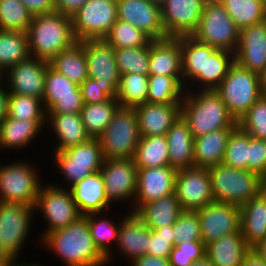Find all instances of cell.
I'll return each instance as SVG.
<instances>
[{
	"mask_svg": "<svg viewBox=\"0 0 266 266\" xmlns=\"http://www.w3.org/2000/svg\"><path fill=\"white\" fill-rule=\"evenodd\" d=\"M181 116L188 124L193 138L220 129H235L236 120L230 115L220 94L215 90L190 93L185 90Z\"/></svg>",
	"mask_w": 266,
	"mask_h": 266,
	"instance_id": "obj_2",
	"label": "cell"
},
{
	"mask_svg": "<svg viewBox=\"0 0 266 266\" xmlns=\"http://www.w3.org/2000/svg\"><path fill=\"white\" fill-rule=\"evenodd\" d=\"M250 250L241 232L237 231L205 245V256L214 266H241Z\"/></svg>",
	"mask_w": 266,
	"mask_h": 266,
	"instance_id": "obj_28",
	"label": "cell"
},
{
	"mask_svg": "<svg viewBox=\"0 0 266 266\" xmlns=\"http://www.w3.org/2000/svg\"><path fill=\"white\" fill-rule=\"evenodd\" d=\"M141 138L134 108L119 107L98 137L104 159H133Z\"/></svg>",
	"mask_w": 266,
	"mask_h": 266,
	"instance_id": "obj_6",
	"label": "cell"
},
{
	"mask_svg": "<svg viewBox=\"0 0 266 266\" xmlns=\"http://www.w3.org/2000/svg\"><path fill=\"white\" fill-rule=\"evenodd\" d=\"M196 212L199 216L201 241L205 245L222 236L240 231L238 206L214 201Z\"/></svg>",
	"mask_w": 266,
	"mask_h": 266,
	"instance_id": "obj_15",
	"label": "cell"
},
{
	"mask_svg": "<svg viewBox=\"0 0 266 266\" xmlns=\"http://www.w3.org/2000/svg\"><path fill=\"white\" fill-rule=\"evenodd\" d=\"M133 160L137 169L170 166L166 135L141 137Z\"/></svg>",
	"mask_w": 266,
	"mask_h": 266,
	"instance_id": "obj_36",
	"label": "cell"
},
{
	"mask_svg": "<svg viewBox=\"0 0 266 266\" xmlns=\"http://www.w3.org/2000/svg\"><path fill=\"white\" fill-rule=\"evenodd\" d=\"M45 123L46 120H18L7 116L0 122V147H26L37 137Z\"/></svg>",
	"mask_w": 266,
	"mask_h": 266,
	"instance_id": "obj_34",
	"label": "cell"
},
{
	"mask_svg": "<svg viewBox=\"0 0 266 266\" xmlns=\"http://www.w3.org/2000/svg\"><path fill=\"white\" fill-rule=\"evenodd\" d=\"M183 212L175 192L143 204L135 213L151 230L173 225Z\"/></svg>",
	"mask_w": 266,
	"mask_h": 266,
	"instance_id": "obj_31",
	"label": "cell"
},
{
	"mask_svg": "<svg viewBox=\"0 0 266 266\" xmlns=\"http://www.w3.org/2000/svg\"><path fill=\"white\" fill-rule=\"evenodd\" d=\"M131 264L133 266H170V259L145 254L142 257L134 259Z\"/></svg>",
	"mask_w": 266,
	"mask_h": 266,
	"instance_id": "obj_57",
	"label": "cell"
},
{
	"mask_svg": "<svg viewBox=\"0 0 266 266\" xmlns=\"http://www.w3.org/2000/svg\"><path fill=\"white\" fill-rule=\"evenodd\" d=\"M117 19L135 26L151 40L167 38L161 7L150 0H117Z\"/></svg>",
	"mask_w": 266,
	"mask_h": 266,
	"instance_id": "obj_17",
	"label": "cell"
},
{
	"mask_svg": "<svg viewBox=\"0 0 266 266\" xmlns=\"http://www.w3.org/2000/svg\"><path fill=\"white\" fill-rule=\"evenodd\" d=\"M260 192L266 198V175L261 178V191Z\"/></svg>",
	"mask_w": 266,
	"mask_h": 266,
	"instance_id": "obj_65",
	"label": "cell"
},
{
	"mask_svg": "<svg viewBox=\"0 0 266 266\" xmlns=\"http://www.w3.org/2000/svg\"><path fill=\"white\" fill-rule=\"evenodd\" d=\"M99 214H88L85 217L88 219V225L92 239L97 249L106 257V263L111 260V250L109 249V243L114 241V245L117 246L118 231L120 224L116 226L108 219L103 217H96Z\"/></svg>",
	"mask_w": 266,
	"mask_h": 266,
	"instance_id": "obj_44",
	"label": "cell"
},
{
	"mask_svg": "<svg viewBox=\"0 0 266 266\" xmlns=\"http://www.w3.org/2000/svg\"><path fill=\"white\" fill-rule=\"evenodd\" d=\"M33 206L0 202V244L11 258H17L30 230Z\"/></svg>",
	"mask_w": 266,
	"mask_h": 266,
	"instance_id": "obj_14",
	"label": "cell"
},
{
	"mask_svg": "<svg viewBox=\"0 0 266 266\" xmlns=\"http://www.w3.org/2000/svg\"><path fill=\"white\" fill-rule=\"evenodd\" d=\"M260 3H262L266 7V0H258Z\"/></svg>",
	"mask_w": 266,
	"mask_h": 266,
	"instance_id": "obj_69",
	"label": "cell"
},
{
	"mask_svg": "<svg viewBox=\"0 0 266 266\" xmlns=\"http://www.w3.org/2000/svg\"><path fill=\"white\" fill-rule=\"evenodd\" d=\"M88 0H55V11L72 17Z\"/></svg>",
	"mask_w": 266,
	"mask_h": 266,
	"instance_id": "obj_56",
	"label": "cell"
},
{
	"mask_svg": "<svg viewBox=\"0 0 266 266\" xmlns=\"http://www.w3.org/2000/svg\"><path fill=\"white\" fill-rule=\"evenodd\" d=\"M215 90L236 122L264 94L259 74L236 62L231 65L227 76Z\"/></svg>",
	"mask_w": 266,
	"mask_h": 266,
	"instance_id": "obj_5",
	"label": "cell"
},
{
	"mask_svg": "<svg viewBox=\"0 0 266 266\" xmlns=\"http://www.w3.org/2000/svg\"><path fill=\"white\" fill-rule=\"evenodd\" d=\"M79 87L84 104H97L117 96V88L113 84H102L101 80L91 77H88Z\"/></svg>",
	"mask_w": 266,
	"mask_h": 266,
	"instance_id": "obj_52",
	"label": "cell"
},
{
	"mask_svg": "<svg viewBox=\"0 0 266 266\" xmlns=\"http://www.w3.org/2000/svg\"><path fill=\"white\" fill-rule=\"evenodd\" d=\"M177 170L170 166L137 170V190L134 200L135 213L143 204L156 201L175 192ZM136 204V205H135Z\"/></svg>",
	"mask_w": 266,
	"mask_h": 266,
	"instance_id": "obj_20",
	"label": "cell"
},
{
	"mask_svg": "<svg viewBox=\"0 0 266 266\" xmlns=\"http://www.w3.org/2000/svg\"><path fill=\"white\" fill-rule=\"evenodd\" d=\"M149 75L182 76L179 37L149 41Z\"/></svg>",
	"mask_w": 266,
	"mask_h": 266,
	"instance_id": "obj_24",
	"label": "cell"
},
{
	"mask_svg": "<svg viewBox=\"0 0 266 266\" xmlns=\"http://www.w3.org/2000/svg\"><path fill=\"white\" fill-rule=\"evenodd\" d=\"M121 75L136 73L149 76V42L142 47L114 49Z\"/></svg>",
	"mask_w": 266,
	"mask_h": 266,
	"instance_id": "obj_45",
	"label": "cell"
},
{
	"mask_svg": "<svg viewBox=\"0 0 266 266\" xmlns=\"http://www.w3.org/2000/svg\"><path fill=\"white\" fill-rule=\"evenodd\" d=\"M179 42L182 53V79H186L183 83L185 85L198 74H204L205 44L192 36H179Z\"/></svg>",
	"mask_w": 266,
	"mask_h": 266,
	"instance_id": "obj_42",
	"label": "cell"
},
{
	"mask_svg": "<svg viewBox=\"0 0 266 266\" xmlns=\"http://www.w3.org/2000/svg\"><path fill=\"white\" fill-rule=\"evenodd\" d=\"M240 232L251 249L266 237V198L261 192L240 207Z\"/></svg>",
	"mask_w": 266,
	"mask_h": 266,
	"instance_id": "obj_29",
	"label": "cell"
},
{
	"mask_svg": "<svg viewBox=\"0 0 266 266\" xmlns=\"http://www.w3.org/2000/svg\"><path fill=\"white\" fill-rule=\"evenodd\" d=\"M71 20L76 41L104 39L117 21V0H88Z\"/></svg>",
	"mask_w": 266,
	"mask_h": 266,
	"instance_id": "obj_9",
	"label": "cell"
},
{
	"mask_svg": "<svg viewBox=\"0 0 266 266\" xmlns=\"http://www.w3.org/2000/svg\"><path fill=\"white\" fill-rule=\"evenodd\" d=\"M12 258L8 255V253L2 248L0 244V265L7 264Z\"/></svg>",
	"mask_w": 266,
	"mask_h": 266,
	"instance_id": "obj_61",
	"label": "cell"
},
{
	"mask_svg": "<svg viewBox=\"0 0 266 266\" xmlns=\"http://www.w3.org/2000/svg\"><path fill=\"white\" fill-rule=\"evenodd\" d=\"M222 164L248 170V133L238 126L229 135Z\"/></svg>",
	"mask_w": 266,
	"mask_h": 266,
	"instance_id": "obj_48",
	"label": "cell"
},
{
	"mask_svg": "<svg viewBox=\"0 0 266 266\" xmlns=\"http://www.w3.org/2000/svg\"><path fill=\"white\" fill-rule=\"evenodd\" d=\"M150 1L161 6L165 0H150Z\"/></svg>",
	"mask_w": 266,
	"mask_h": 266,
	"instance_id": "obj_67",
	"label": "cell"
},
{
	"mask_svg": "<svg viewBox=\"0 0 266 266\" xmlns=\"http://www.w3.org/2000/svg\"><path fill=\"white\" fill-rule=\"evenodd\" d=\"M241 266H266V263L253 249H251L245 256Z\"/></svg>",
	"mask_w": 266,
	"mask_h": 266,
	"instance_id": "obj_58",
	"label": "cell"
},
{
	"mask_svg": "<svg viewBox=\"0 0 266 266\" xmlns=\"http://www.w3.org/2000/svg\"><path fill=\"white\" fill-rule=\"evenodd\" d=\"M234 60L241 67L260 73L266 65V20L240 30Z\"/></svg>",
	"mask_w": 266,
	"mask_h": 266,
	"instance_id": "obj_21",
	"label": "cell"
},
{
	"mask_svg": "<svg viewBox=\"0 0 266 266\" xmlns=\"http://www.w3.org/2000/svg\"><path fill=\"white\" fill-rule=\"evenodd\" d=\"M141 137L166 135L181 115V103H148L134 107Z\"/></svg>",
	"mask_w": 266,
	"mask_h": 266,
	"instance_id": "obj_23",
	"label": "cell"
},
{
	"mask_svg": "<svg viewBox=\"0 0 266 266\" xmlns=\"http://www.w3.org/2000/svg\"><path fill=\"white\" fill-rule=\"evenodd\" d=\"M215 202L245 205L261 191V176L249 170L235 169L224 164L208 168Z\"/></svg>",
	"mask_w": 266,
	"mask_h": 266,
	"instance_id": "obj_4",
	"label": "cell"
},
{
	"mask_svg": "<svg viewBox=\"0 0 266 266\" xmlns=\"http://www.w3.org/2000/svg\"><path fill=\"white\" fill-rule=\"evenodd\" d=\"M237 126L251 137L266 141V94H263L241 117Z\"/></svg>",
	"mask_w": 266,
	"mask_h": 266,
	"instance_id": "obj_49",
	"label": "cell"
},
{
	"mask_svg": "<svg viewBox=\"0 0 266 266\" xmlns=\"http://www.w3.org/2000/svg\"><path fill=\"white\" fill-rule=\"evenodd\" d=\"M137 167L133 159H104L100 170L107 200L135 199L137 190Z\"/></svg>",
	"mask_w": 266,
	"mask_h": 266,
	"instance_id": "obj_18",
	"label": "cell"
},
{
	"mask_svg": "<svg viewBox=\"0 0 266 266\" xmlns=\"http://www.w3.org/2000/svg\"><path fill=\"white\" fill-rule=\"evenodd\" d=\"M190 266H214V265L206 256H204L202 259L193 262L192 265Z\"/></svg>",
	"mask_w": 266,
	"mask_h": 266,
	"instance_id": "obj_63",
	"label": "cell"
},
{
	"mask_svg": "<svg viewBox=\"0 0 266 266\" xmlns=\"http://www.w3.org/2000/svg\"><path fill=\"white\" fill-rule=\"evenodd\" d=\"M234 129H220L194 138V167L209 168L222 164L229 135Z\"/></svg>",
	"mask_w": 266,
	"mask_h": 266,
	"instance_id": "obj_30",
	"label": "cell"
},
{
	"mask_svg": "<svg viewBox=\"0 0 266 266\" xmlns=\"http://www.w3.org/2000/svg\"><path fill=\"white\" fill-rule=\"evenodd\" d=\"M248 170L263 177L266 175V141L248 134Z\"/></svg>",
	"mask_w": 266,
	"mask_h": 266,
	"instance_id": "obj_54",
	"label": "cell"
},
{
	"mask_svg": "<svg viewBox=\"0 0 266 266\" xmlns=\"http://www.w3.org/2000/svg\"><path fill=\"white\" fill-rule=\"evenodd\" d=\"M4 74H3V72L0 70V83H2L3 81H2V79L4 78V77H2ZM2 86V84L0 85V87Z\"/></svg>",
	"mask_w": 266,
	"mask_h": 266,
	"instance_id": "obj_68",
	"label": "cell"
},
{
	"mask_svg": "<svg viewBox=\"0 0 266 266\" xmlns=\"http://www.w3.org/2000/svg\"><path fill=\"white\" fill-rule=\"evenodd\" d=\"M173 234L175 245L184 241H201L198 213L183 211L173 224Z\"/></svg>",
	"mask_w": 266,
	"mask_h": 266,
	"instance_id": "obj_50",
	"label": "cell"
},
{
	"mask_svg": "<svg viewBox=\"0 0 266 266\" xmlns=\"http://www.w3.org/2000/svg\"><path fill=\"white\" fill-rule=\"evenodd\" d=\"M253 250L263 259L266 263V237L258 245H256Z\"/></svg>",
	"mask_w": 266,
	"mask_h": 266,
	"instance_id": "obj_60",
	"label": "cell"
},
{
	"mask_svg": "<svg viewBox=\"0 0 266 266\" xmlns=\"http://www.w3.org/2000/svg\"><path fill=\"white\" fill-rule=\"evenodd\" d=\"M49 63L54 70L78 86L88 78L85 49L80 41L59 52Z\"/></svg>",
	"mask_w": 266,
	"mask_h": 266,
	"instance_id": "obj_35",
	"label": "cell"
},
{
	"mask_svg": "<svg viewBox=\"0 0 266 266\" xmlns=\"http://www.w3.org/2000/svg\"><path fill=\"white\" fill-rule=\"evenodd\" d=\"M148 75L128 73L120 76L116 100L120 107L134 108L144 104L148 94Z\"/></svg>",
	"mask_w": 266,
	"mask_h": 266,
	"instance_id": "obj_41",
	"label": "cell"
},
{
	"mask_svg": "<svg viewBox=\"0 0 266 266\" xmlns=\"http://www.w3.org/2000/svg\"><path fill=\"white\" fill-rule=\"evenodd\" d=\"M42 243L61 257L66 266L106 265V257L97 249L85 216L65 228L47 233Z\"/></svg>",
	"mask_w": 266,
	"mask_h": 266,
	"instance_id": "obj_1",
	"label": "cell"
},
{
	"mask_svg": "<svg viewBox=\"0 0 266 266\" xmlns=\"http://www.w3.org/2000/svg\"><path fill=\"white\" fill-rule=\"evenodd\" d=\"M221 4L240 30L266 20V7L258 0H222Z\"/></svg>",
	"mask_w": 266,
	"mask_h": 266,
	"instance_id": "obj_40",
	"label": "cell"
},
{
	"mask_svg": "<svg viewBox=\"0 0 266 266\" xmlns=\"http://www.w3.org/2000/svg\"><path fill=\"white\" fill-rule=\"evenodd\" d=\"M175 194L183 211L196 212L214 202L208 168L177 170Z\"/></svg>",
	"mask_w": 266,
	"mask_h": 266,
	"instance_id": "obj_12",
	"label": "cell"
},
{
	"mask_svg": "<svg viewBox=\"0 0 266 266\" xmlns=\"http://www.w3.org/2000/svg\"><path fill=\"white\" fill-rule=\"evenodd\" d=\"M160 7L167 37L191 36L200 22L204 3L202 0H165Z\"/></svg>",
	"mask_w": 266,
	"mask_h": 266,
	"instance_id": "obj_16",
	"label": "cell"
},
{
	"mask_svg": "<svg viewBox=\"0 0 266 266\" xmlns=\"http://www.w3.org/2000/svg\"><path fill=\"white\" fill-rule=\"evenodd\" d=\"M234 62V53L205 44L204 74H198L191 82L201 83L202 90L216 89Z\"/></svg>",
	"mask_w": 266,
	"mask_h": 266,
	"instance_id": "obj_33",
	"label": "cell"
},
{
	"mask_svg": "<svg viewBox=\"0 0 266 266\" xmlns=\"http://www.w3.org/2000/svg\"><path fill=\"white\" fill-rule=\"evenodd\" d=\"M30 57L27 33L0 30V70L2 72Z\"/></svg>",
	"mask_w": 266,
	"mask_h": 266,
	"instance_id": "obj_38",
	"label": "cell"
},
{
	"mask_svg": "<svg viewBox=\"0 0 266 266\" xmlns=\"http://www.w3.org/2000/svg\"><path fill=\"white\" fill-rule=\"evenodd\" d=\"M27 37L30 56L45 61L52 60L59 52L77 42L71 18L56 11L34 15Z\"/></svg>",
	"mask_w": 266,
	"mask_h": 266,
	"instance_id": "obj_3",
	"label": "cell"
},
{
	"mask_svg": "<svg viewBox=\"0 0 266 266\" xmlns=\"http://www.w3.org/2000/svg\"><path fill=\"white\" fill-rule=\"evenodd\" d=\"M204 4L221 3L222 0H202Z\"/></svg>",
	"mask_w": 266,
	"mask_h": 266,
	"instance_id": "obj_66",
	"label": "cell"
},
{
	"mask_svg": "<svg viewBox=\"0 0 266 266\" xmlns=\"http://www.w3.org/2000/svg\"><path fill=\"white\" fill-rule=\"evenodd\" d=\"M173 225L151 230L149 228L150 256L169 258L174 244Z\"/></svg>",
	"mask_w": 266,
	"mask_h": 266,
	"instance_id": "obj_53",
	"label": "cell"
},
{
	"mask_svg": "<svg viewBox=\"0 0 266 266\" xmlns=\"http://www.w3.org/2000/svg\"><path fill=\"white\" fill-rule=\"evenodd\" d=\"M32 17L21 0H0V30L27 33Z\"/></svg>",
	"mask_w": 266,
	"mask_h": 266,
	"instance_id": "obj_43",
	"label": "cell"
},
{
	"mask_svg": "<svg viewBox=\"0 0 266 266\" xmlns=\"http://www.w3.org/2000/svg\"><path fill=\"white\" fill-rule=\"evenodd\" d=\"M16 261H18L16 258H12L7 264H5V266H38V265H34V264H16Z\"/></svg>",
	"mask_w": 266,
	"mask_h": 266,
	"instance_id": "obj_64",
	"label": "cell"
},
{
	"mask_svg": "<svg viewBox=\"0 0 266 266\" xmlns=\"http://www.w3.org/2000/svg\"><path fill=\"white\" fill-rule=\"evenodd\" d=\"M39 208L48 222V228L41 238L51 231L67 227L81 216L71 191L53 184L41 186L34 209Z\"/></svg>",
	"mask_w": 266,
	"mask_h": 266,
	"instance_id": "obj_11",
	"label": "cell"
},
{
	"mask_svg": "<svg viewBox=\"0 0 266 266\" xmlns=\"http://www.w3.org/2000/svg\"><path fill=\"white\" fill-rule=\"evenodd\" d=\"M49 65V61L32 57L13 65L7 70L5 77L9 94L27 95L42 100Z\"/></svg>",
	"mask_w": 266,
	"mask_h": 266,
	"instance_id": "obj_19",
	"label": "cell"
},
{
	"mask_svg": "<svg viewBox=\"0 0 266 266\" xmlns=\"http://www.w3.org/2000/svg\"><path fill=\"white\" fill-rule=\"evenodd\" d=\"M259 79L261 83L262 90L266 94V65L263 70L259 73Z\"/></svg>",
	"mask_w": 266,
	"mask_h": 266,
	"instance_id": "obj_62",
	"label": "cell"
},
{
	"mask_svg": "<svg viewBox=\"0 0 266 266\" xmlns=\"http://www.w3.org/2000/svg\"><path fill=\"white\" fill-rule=\"evenodd\" d=\"M185 86L182 76L149 75L148 77V103H182Z\"/></svg>",
	"mask_w": 266,
	"mask_h": 266,
	"instance_id": "obj_37",
	"label": "cell"
},
{
	"mask_svg": "<svg viewBox=\"0 0 266 266\" xmlns=\"http://www.w3.org/2000/svg\"><path fill=\"white\" fill-rule=\"evenodd\" d=\"M21 2L33 16L55 11V0H21Z\"/></svg>",
	"mask_w": 266,
	"mask_h": 266,
	"instance_id": "obj_55",
	"label": "cell"
},
{
	"mask_svg": "<svg viewBox=\"0 0 266 266\" xmlns=\"http://www.w3.org/2000/svg\"><path fill=\"white\" fill-rule=\"evenodd\" d=\"M47 114L80 113L84 101L80 87L48 66L42 97Z\"/></svg>",
	"mask_w": 266,
	"mask_h": 266,
	"instance_id": "obj_13",
	"label": "cell"
},
{
	"mask_svg": "<svg viewBox=\"0 0 266 266\" xmlns=\"http://www.w3.org/2000/svg\"><path fill=\"white\" fill-rule=\"evenodd\" d=\"M26 162V163H25ZM0 167V202L35 207L41 188L35 168L27 161Z\"/></svg>",
	"mask_w": 266,
	"mask_h": 266,
	"instance_id": "obj_8",
	"label": "cell"
},
{
	"mask_svg": "<svg viewBox=\"0 0 266 266\" xmlns=\"http://www.w3.org/2000/svg\"><path fill=\"white\" fill-rule=\"evenodd\" d=\"M119 107L120 105L116 98H110L108 101L97 104H84L80 115L86 133L91 138H98Z\"/></svg>",
	"mask_w": 266,
	"mask_h": 266,
	"instance_id": "obj_39",
	"label": "cell"
},
{
	"mask_svg": "<svg viewBox=\"0 0 266 266\" xmlns=\"http://www.w3.org/2000/svg\"><path fill=\"white\" fill-rule=\"evenodd\" d=\"M46 119L47 122L50 121L59 141L54 152L85 143L91 138L86 133L80 113L47 114Z\"/></svg>",
	"mask_w": 266,
	"mask_h": 266,
	"instance_id": "obj_32",
	"label": "cell"
},
{
	"mask_svg": "<svg viewBox=\"0 0 266 266\" xmlns=\"http://www.w3.org/2000/svg\"><path fill=\"white\" fill-rule=\"evenodd\" d=\"M205 256V244L202 241H184L176 244L169 256L170 266H190Z\"/></svg>",
	"mask_w": 266,
	"mask_h": 266,
	"instance_id": "obj_51",
	"label": "cell"
},
{
	"mask_svg": "<svg viewBox=\"0 0 266 266\" xmlns=\"http://www.w3.org/2000/svg\"><path fill=\"white\" fill-rule=\"evenodd\" d=\"M240 29L221 3L204 4L202 16L192 37L200 43L235 53Z\"/></svg>",
	"mask_w": 266,
	"mask_h": 266,
	"instance_id": "obj_7",
	"label": "cell"
},
{
	"mask_svg": "<svg viewBox=\"0 0 266 266\" xmlns=\"http://www.w3.org/2000/svg\"><path fill=\"white\" fill-rule=\"evenodd\" d=\"M69 189L81 216L101 214L110 205L101 172L85 177Z\"/></svg>",
	"mask_w": 266,
	"mask_h": 266,
	"instance_id": "obj_25",
	"label": "cell"
},
{
	"mask_svg": "<svg viewBox=\"0 0 266 266\" xmlns=\"http://www.w3.org/2000/svg\"><path fill=\"white\" fill-rule=\"evenodd\" d=\"M104 40L114 49L145 46L151 39L135 26L119 19Z\"/></svg>",
	"mask_w": 266,
	"mask_h": 266,
	"instance_id": "obj_46",
	"label": "cell"
},
{
	"mask_svg": "<svg viewBox=\"0 0 266 266\" xmlns=\"http://www.w3.org/2000/svg\"><path fill=\"white\" fill-rule=\"evenodd\" d=\"M169 164L176 170L194 167V138L188 124L180 115L166 133Z\"/></svg>",
	"mask_w": 266,
	"mask_h": 266,
	"instance_id": "obj_27",
	"label": "cell"
},
{
	"mask_svg": "<svg viewBox=\"0 0 266 266\" xmlns=\"http://www.w3.org/2000/svg\"><path fill=\"white\" fill-rule=\"evenodd\" d=\"M85 49L88 77L101 80L102 84H113L117 89L120 72L115 51L104 39L80 41Z\"/></svg>",
	"mask_w": 266,
	"mask_h": 266,
	"instance_id": "obj_22",
	"label": "cell"
},
{
	"mask_svg": "<svg viewBox=\"0 0 266 266\" xmlns=\"http://www.w3.org/2000/svg\"><path fill=\"white\" fill-rule=\"evenodd\" d=\"M54 160L63 172L71 187L78 181L94 173L100 172L104 156L98 138H90L87 142L55 152Z\"/></svg>",
	"mask_w": 266,
	"mask_h": 266,
	"instance_id": "obj_10",
	"label": "cell"
},
{
	"mask_svg": "<svg viewBox=\"0 0 266 266\" xmlns=\"http://www.w3.org/2000/svg\"><path fill=\"white\" fill-rule=\"evenodd\" d=\"M41 103L42 100L36 97L9 94L7 116L18 120H47V112Z\"/></svg>",
	"mask_w": 266,
	"mask_h": 266,
	"instance_id": "obj_47",
	"label": "cell"
},
{
	"mask_svg": "<svg viewBox=\"0 0 266 266\" xmlns=\"http://www.w3.org/2000/svg\"><path fill=\"white\" fill-rule=\"evenodd\" d=\"M117 247L131 262L149 253V228L136 215L130 212L121 220Z\"/></svg>",
	"mask_w": 266,
	"mask_h": 266,
	"instance_id": "obj_26",
	"label": "cell"
},
{
	"mask_svg": "<svg viewBox=\"0 0 266 266\" xmlns=\"http://www.w3.org/2000/svg\"><path fill=\"white\" fill-rule=\"evenodd\" d=\"M8 98L9 91L0 87V122L7 117L8 114Z\"/></svg>",
	"mask_w": 266,
	"mask_h": 266,
	"instance_id": "obj_59",
	"label": "cell"
}]
</instances>
